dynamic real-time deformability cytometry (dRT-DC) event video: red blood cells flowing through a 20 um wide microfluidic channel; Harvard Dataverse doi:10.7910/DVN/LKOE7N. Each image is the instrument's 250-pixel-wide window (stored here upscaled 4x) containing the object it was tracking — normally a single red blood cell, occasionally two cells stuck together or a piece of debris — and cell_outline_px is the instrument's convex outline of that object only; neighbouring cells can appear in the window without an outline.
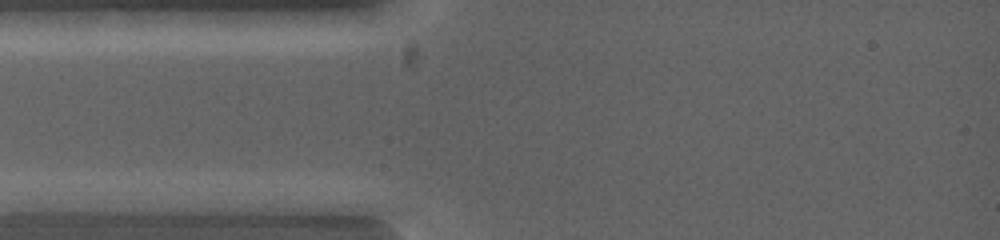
{"species": "common noctule bat (a hibernating species)", "species_latin": "Nyctalus noctula", "temperature_condition": "warm", "stored_images_in_passage": 3, "segment_of_instrument_passage": [1, 2], "camera_frame_rate_fps": 5000, "um_per_image_px": 0.085, "animal": {"sex": "female", "body_mass_g": 19.0, "forearm_length_mm": 53.3}, "frame": {"image": 1, "passage_image": 1, "time_ms": 0.0, "image_size_px": [1000, 240], "cell_outline_px": [[184, 200], [172, 208], [140, 212], [48, 200], [104, 192], [156, 192]], "centroid_in_image_um": [10.68, 17.07], "position_along_channel_um": 74.3, "area_um2": 12.08}}